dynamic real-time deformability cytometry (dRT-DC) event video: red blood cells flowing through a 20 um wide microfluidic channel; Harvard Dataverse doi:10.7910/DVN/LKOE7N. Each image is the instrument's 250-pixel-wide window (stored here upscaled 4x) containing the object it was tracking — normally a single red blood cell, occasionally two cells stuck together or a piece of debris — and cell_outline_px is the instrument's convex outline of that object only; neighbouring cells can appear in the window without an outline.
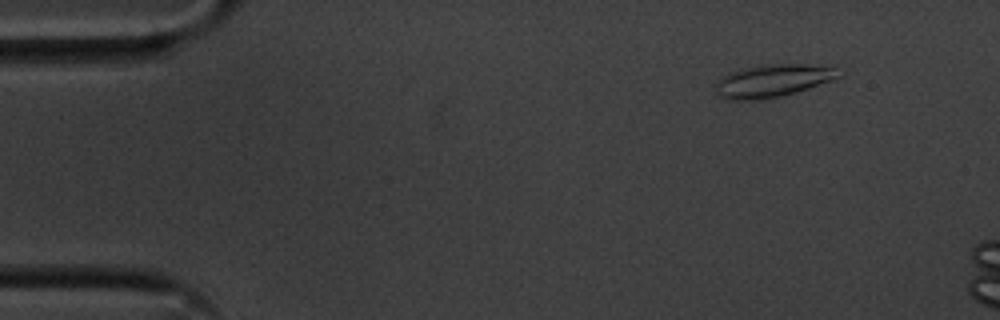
{"species": "common noctule bat (a hibernating species)", "species_latin": "Nyctalus noctula", "temperature_condition": "cold", "stored_images_in_passage": 7, "camera_frame_rate_fps": 3000, "um_per_image_px": 0.085, "animal": {"sex": "male", "body_mass_g": 20.1, "forearm_length_mm": 53.5}, "frame": {"image": 1, "passage_image": 1, "time_ms": 0.0, "image_size_px": [1000, 320], "cell_outline_px": [[844, 72], [840, 76], [832, 80], [796, 92], [780, 96], [760, 100], [728, 100], [720, 96], [716, 92], [716, 84], [720, 76], [728, 72], [740, 68], [764, 64], [808, 64], [832, 68]], "centroid_in_image_um": [65.63, 6.86], "position_along_channel_um": 19.4, "area_um2": 23.58}}